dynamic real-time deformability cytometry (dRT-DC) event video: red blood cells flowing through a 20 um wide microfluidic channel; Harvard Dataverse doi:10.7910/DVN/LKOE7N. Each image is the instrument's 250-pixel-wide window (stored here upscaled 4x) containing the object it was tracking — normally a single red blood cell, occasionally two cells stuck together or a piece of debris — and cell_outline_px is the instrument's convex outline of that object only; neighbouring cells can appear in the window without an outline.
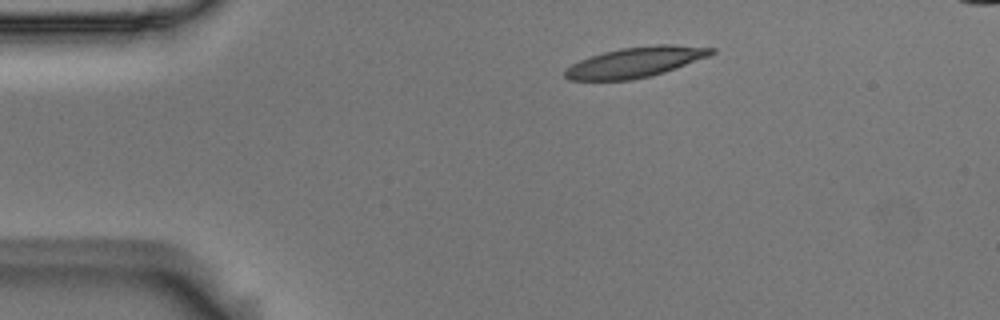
{"species": "Egyptian fruit bat (a non-hibernating species)", "species_latin": "Rousettus aegyptiacus", "temperature_condition": "room temperature", "stored_images_in_passage": 46, "camera_frame_rate_fps": 3000, "um_per_image_px": 0.085, "animal": {"sex": "male"}, "frame": {"image": 1, "passage_image": 1, "time_ms": 0.0, "image_size_px": [1000, 320], "cell_outline_px": [[716, 52], [708, 56], [676, 68], [652, 76], [632, 80], [568, 80], [564, 76], [564, 72], [572, 64], [580, 60], [604, 52], [620, 48], [656, 44], [672, 44], [716, 48]], "centroid_in_image_um": [54.04, 5.28], "position_along_channel_um": 31.0, "area_um2": 25.78}}
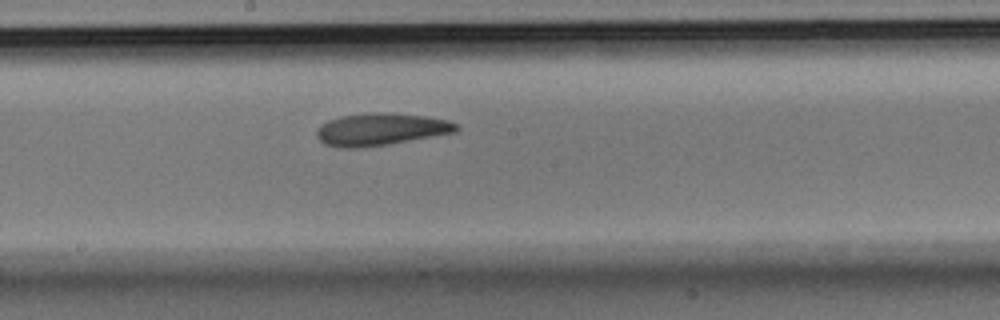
{"frame": {"image": 2, "passage_image": 20, "time_ms": 6.333, "image_size_px": [1000, 320], "cell_outline_px": [[460, 128], [456, 132], [388, 144], [360, 148], [340, 148], [324, 144], [316, 136], [316, 128], [320, 124], [328, 120], [340, 116], [368, 112], [396, 112], [424, 116], [448, 120], [460, 124]], "centroid_in_image_um": [32.35, 10.98], "position_along_channel_um": 215.8, "area_um2": 26.7}}
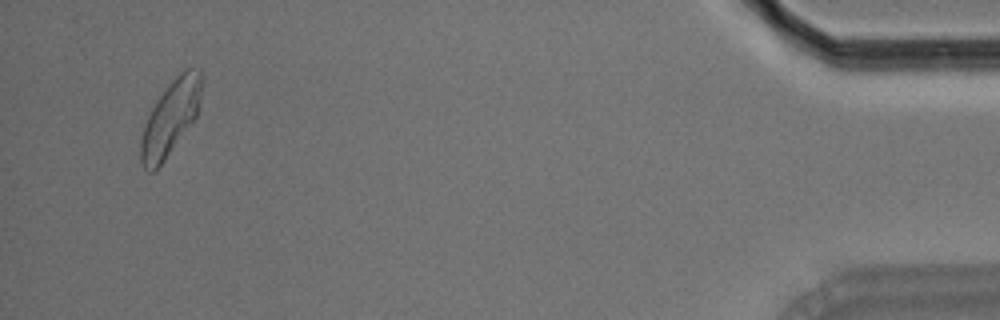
{"frame": {"image": 3, "passage_image": 43, "time_ms": 14.0, "image_size_px": [1000, 320], "cell_outline_px": [[200, 96], [196, 116], [164, 160], [152, 172], [148, 172], [144, 168], [140, 160], [140, 140], [148, 116], [156, 100], [172, 80], [180, 72], [188, 68], [200, 68]], "centroid_in_image_um": [14.46, 10.03], "position_along_channel_um": 420.7, "area_um2": 25.61}}